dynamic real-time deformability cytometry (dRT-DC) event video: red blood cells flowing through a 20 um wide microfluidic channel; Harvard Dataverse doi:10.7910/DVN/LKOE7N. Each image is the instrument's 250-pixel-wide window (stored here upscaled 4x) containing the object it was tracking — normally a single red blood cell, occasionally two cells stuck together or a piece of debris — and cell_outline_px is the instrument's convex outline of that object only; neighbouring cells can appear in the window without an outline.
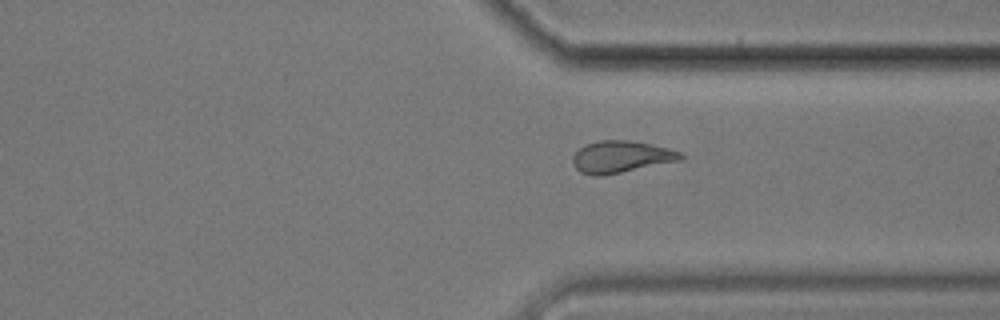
{"species": "common noctule bat (a hibernating species)", "species_latin": "Nyctalus noctula", "temperature_condition": "cold", "stored_images_in_passage": 33, "camera_frame_rate_fps": 3000, "um_per_image_px": 0.085, "animal": {"sex": "male", "body_mass_g": 17.9}, "frame": {"image": 1, "passage_image": 31, "time_ms": 10.0, "image_size_px": [1000, 320], "cell_outline_px": [[684, 156], [680, 160], [600, 176], [592, 176], [580, 172], [576, 168], [572, 160], [572, 156], [584, 144], [600, 140], [628, 140], [652, 144], [668, 148], [680, 152]], "centroid_in_image_um": [52.75, 13.32], "position_along_channel_um": 358.6, "area_um2": 19.88}}